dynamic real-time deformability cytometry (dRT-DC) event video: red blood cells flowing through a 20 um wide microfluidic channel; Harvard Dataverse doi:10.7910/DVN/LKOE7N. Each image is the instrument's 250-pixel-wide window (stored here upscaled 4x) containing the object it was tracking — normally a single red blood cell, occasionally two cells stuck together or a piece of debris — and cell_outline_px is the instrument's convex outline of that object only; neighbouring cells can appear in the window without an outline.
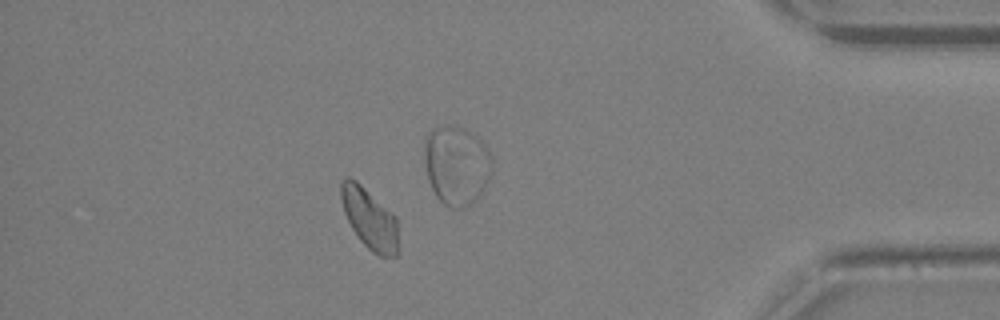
{"species": "Egyptian fruit bat (a non-hibernating species)", "species_latin": "Rousettus aegyptiacus", "temperature_condition": "warm", "stored_images_in_passage": 34, "segment_of_instrument_passage": [1, 2], "camera_frame_rate_fps": 3000, "um_per_image_px": 0.085, "animal": {"sex": "female"}, "frame": {"image": 1, "passage_image": 29, "time_ms": 9.333, "image_size_px": [1000, 320], "cell_outline_px": [[396, 256], [380, 256], [372, 252], [360, 240], [352, 228], [344, 212], [340, 196], [340, 180], [344, 176], [348, 176], [356, 180], [392, 212], [396, 216]], "centroid_in_image_um": [31.35, 18.52], "position_along_channel_um": 403.8, "area_um2": 20.06}}